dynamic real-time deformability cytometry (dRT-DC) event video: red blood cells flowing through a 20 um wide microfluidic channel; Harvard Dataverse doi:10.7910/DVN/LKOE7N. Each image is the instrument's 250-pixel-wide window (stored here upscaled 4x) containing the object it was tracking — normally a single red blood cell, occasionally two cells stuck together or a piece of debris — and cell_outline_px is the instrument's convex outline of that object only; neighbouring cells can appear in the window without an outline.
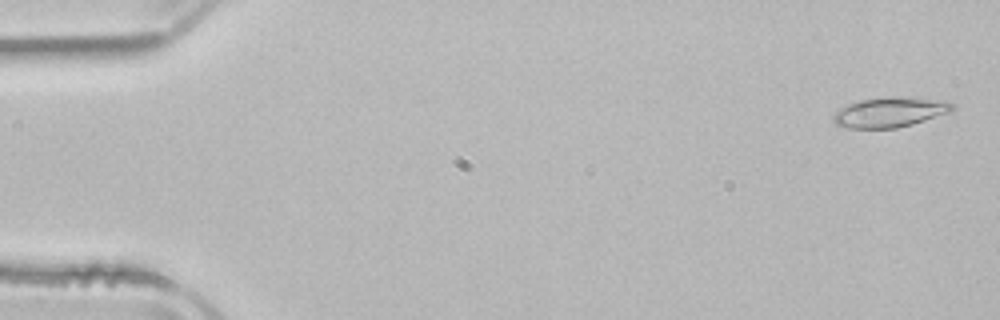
{"species": "common noctule bat (a hibernating species)", "species_latin": "Nyctalus noctula", "temperature_condition": "room temperature", "stored_images_in_passage": 52, "camera_frame_rate_fps": 3000, "um_per_image_px": 0.085, "animal": {"sex": "male", "body_mass_g": 21.5, "forearm_length_mm": 52.0}, "frame": {"image": 1, "passage_image": 2, "time_ms": 0.333, "image_size_px": [1000, 320], "cell_outline_px": [[956, 108], [948, 112], [912, 124], [896, 128], [848, 128], [836, 124], [832, 120], [832, 116], [840, 108], [848, 104], [860, 100], [888, 96], [900, 96], [948, 100]], "centroid_in_image_um": [75.64, 9.52], "position_along_channel_um": 9.4, "area_um2": 20.87}}
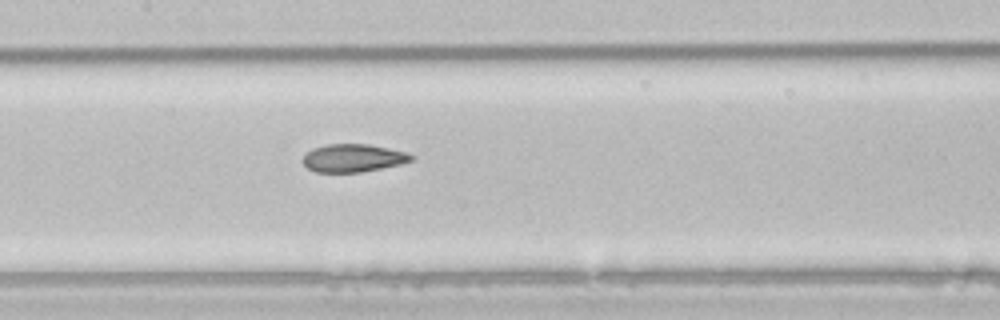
{"frame": {"image": 2, "passage_image": 25, "time_ms": 8.0, "image_size_px": [1000, 320], "cell_outline_px": [[416, 156], [412, 160], [400, 164], [360, 172], [316, 172], [308, 168], [300, 160], [304, 152], [312, 148], [328, 144], [368, 144], [408, 152]], "centroid_in_image_um": [29.98, 13.42], "position_along_channel_um": 177.4, "area_um2": 17.8}}
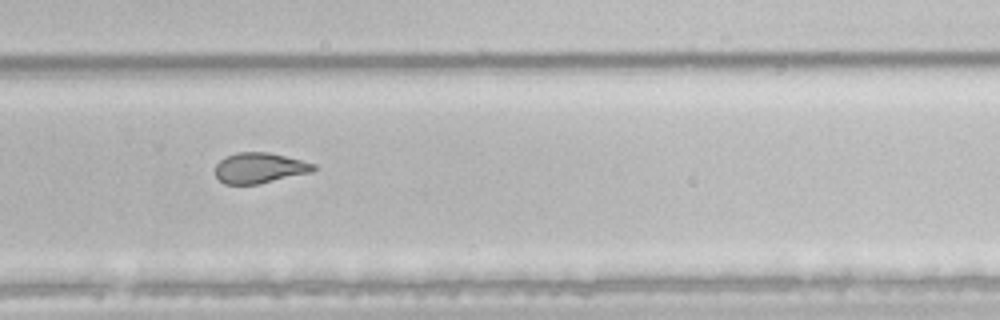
{"frame": {"image": 3, "passage_image": 35, "time_ms": 11.333, "image_size_px": [1000, 320], "cell_outline_px": [[316, 168], [312, 172], [260, 184], [224, 184], [216, 176], [216, 164], [220, 160], [236, 152], [268, 152], [316, 164]], "centroid_in_image_um": [22.07, 14.28], "position_along_channel_um": 307.7, "area_um2": 17.4}, "authors_computed_cell_mechanics": {"area_um2": 19.363, "velocity_mm_per_s": 3.9356, "shape_relaxation_time_tau1_ms": null, "shape_relaxation_time_tau2_ms": 2.4021, "deformation_change_tau1": null, "deformation_change_tau2": 0.0938}}